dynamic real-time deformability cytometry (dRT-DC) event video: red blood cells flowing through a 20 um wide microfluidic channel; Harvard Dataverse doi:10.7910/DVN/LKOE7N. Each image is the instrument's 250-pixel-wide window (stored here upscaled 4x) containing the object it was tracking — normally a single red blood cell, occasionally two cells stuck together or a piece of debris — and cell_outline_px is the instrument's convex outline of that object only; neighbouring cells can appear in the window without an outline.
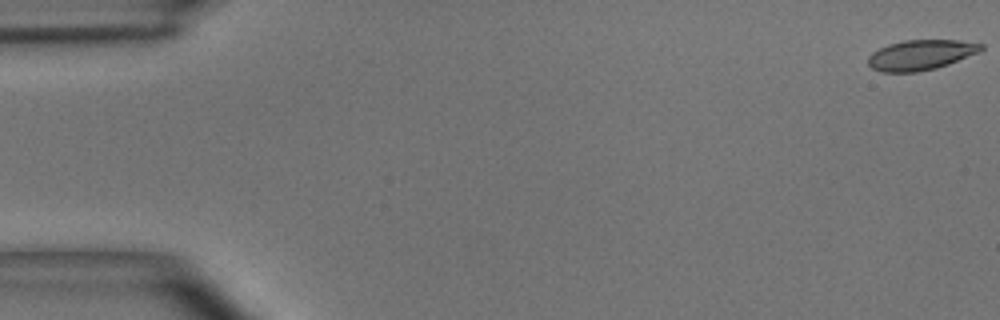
{"species": "common noctule bat (a hibernating species)", "species_latin": "Nyctalus noctula", "temperature_condition": "room temperature", "stored_images_in_passage": 56, "segment_of_instrument_passage": [1, 2], "camera_frame_rate_fps": 3000, "um_per_image_px": 0.085, "animal": {"sex": "male", "body_mass_g": 15.6}, "frame": {"image": 1, "passage_image": 1, "time_ms": 0.0, "image_size_px": [1000, 320], "cell_outline_px": [[984, 48], [980, 52], [948, 64], [936, 68], [916, 72], [884, 72], [872, 68], [868, 64], [868, 56], [872, 52], [888, 44], [904, 40], [960, 40], [984, 44]], "centroid_in_image_um": [78.28, 4.66], "position_along_channel_um": 6.7, "area_um2": 19.88}}
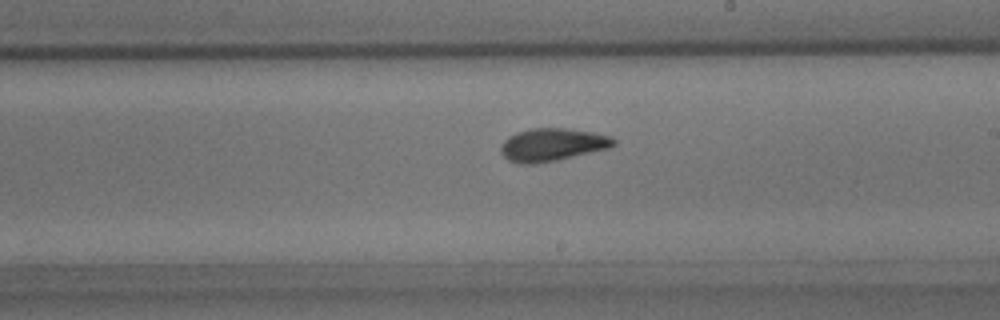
{"frame": {"image": 2, "passage_image": 32, "time_ms": 10.333, "image_size_px": [1000, 320], "cell_outline_px": [[616, 144], [608, 148], [556, 160], [536, 164], [520, 164], [508, 160], [500, 152], [500, 148], [504, 140], [508, 136], [516, 132], [532, 128], [568, 128], [592, 132], [612, 136], [616, 140]], "centroid_in_image_um": [46.92, 12.29], "position_along_channel_um": 242.1, "area_um2": 21.62}}
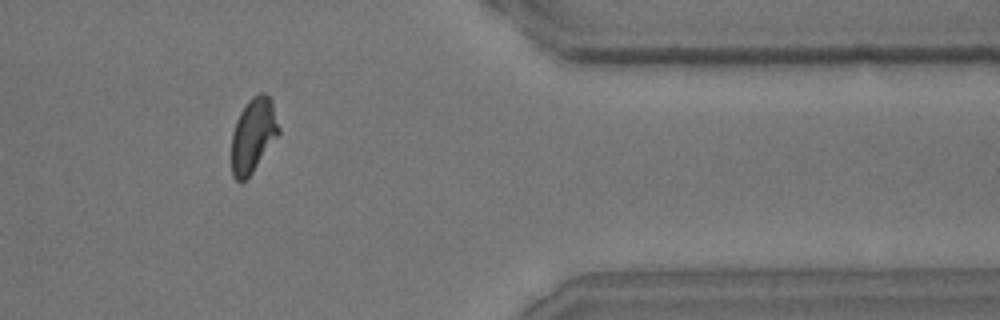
{"frame": {"image": 3, "passage_image": 46, "time_ms": 15.0, "image_size_px": [1000, 320], "cell_outline_px": [[280, 132], [252, 172], [244, 180], [236, 180], [232, 176], [232, 132], [236, 120], [240, 112], [248, 100], [252, 96], [260, 92], [264, 92], [272, 100], [280, 128]], "centroid_in_image_um": [21.52, 11.44], "position_along_channel_um": 389.9, "area_um2": 20.29}}